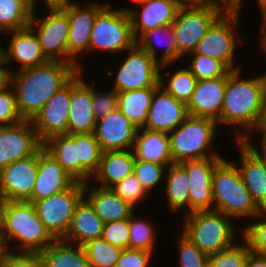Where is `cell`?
<instances>
[{"mask_svg": "<svg viewBox=\"0 0 266 267\" xmlns=\"http://www.w3.org/2000/svg\"><path fill=\"white\" fill-rule=\"evenodd\" d=\"M244 68L226 73L222 112L217 123L233 127L234 141H245L256 129L263 111L266 75L242 77ZM252 76V77H251Z\"/></svg>", "mask_w": 266, "mask_h": 267, "instance_id": "6da1fadb", "label": "cell"}, {"mask_svg": "<svg viewBox=\"0 0 266 267\" xmlns=\"http://www.w3.org/2000/svg\"><path fill=\"white\" fill-rule=\"evenodd\" d=\"M78 72L79 69L72 63L48 61L40 66L7 74L6 80L15 91L21 118L32 120L46 102Z\"/></svg>", "mask_w": 266, "mask_h": 267, "instance_id": "7a4b0ae2", "label": "cell"}, {"mask_svg": "<svg viewBox=\"0 0 266 267\" xmlns=\"http://www.w3.org/2000/svg\"><path fill=\"white\" fill-rule=\"evenodd\" d=\"M0 231L12 252L40 253L56 240L28 201H4Z\"/></svg>", "mask_w": 266, "mask_h": 267, "instance_id": "3957f363", "label": "cell"}, {"mask_svg": "<svg viewBox=\"0 0 266 267\" xmlns=\"http://www.w3.org/2000/svg\"><path fill=\"white\" fill-rule=\"evenodd\" d=\"M212 191L214 210L224 213L234 221L239 220V217L251 220L262 211L245 187L238 167L225 155L214 169Z\"/></svg>", "mask_w": 266, "mask_h": 267, "instance_id": "277c9868", "label": "cell"}, {"mask_svg": "<svg viewBox=\"0 0 266 267\" xmlns=\"http://www.w3.org/2000/svg\"><path fill=\"white\" fill-rule=\"evenodd\" d=\"M182 221V233L208 256L232 246L241 237L237 233L238 223L216 210L192 212L184 215Z\"/></svg>", "mask_w": 266, "mask_h": 267, "instance_id": "5b68a950", "label": "cell"}, {"mask_svg": "<svg viewBox=\"0 0 266 267\" xmlns=\"http://www.w3.org/2000/svg\"><path fill=\"white\" fill-rule=\"evenodd\" d=\"M219 124L208 118L188 116L177 128L171 131L170 151L173 163L206 157H223L215 150ZM218 130V131H217ZM217 132V133H216Z\"/></svg>", "mask_w": 266, "mask_h": 267, "instance_id": "8992f818", "label": "cell"}, {"mask_svg": "<svg viewBox=\"0 0 266 267\" xmlns=\"http://www.w3.org/2000/svg\"><path fill=\"white\" fill-rule=\"evenodd\" d=\"M242 11L240 9H227L211 25L206 35L199 41L195 50L190 54L215 58L221 61L230 71L244 68L245 65L238 64L236 60V56H238L236 55V50L244 42L242 36L237 32L242 21L240 18Z\"/></svg>", "mask_w": 266, "mask_h": 267, "instance_id": "52a82bcc", "label": "cell"}, {"mask_svg": "<svg viewBox=\"0 0 266 267\" xmlns=\"http://www.w3.org/2000/svg\"><path fill=\"white\" fill-rule=\"evenodd\" d=\"M227 10L214 0L184 3L172 24L178 52L185 57L192 53L211 25Z\"/></svg>", "mask_w": 266, "mask_h": 267, "instance_id": "ba28073f", "label": "cell"}, {"mask_svg": "<svg viewBox=\"0 0 266 267\" xmlns=\"http://www.w3.org/2000/svg\"><path fill=\"white\" fill-rule=\"evenodd\" d=\"M112 5L108 3L96 15L90 34L89 54L96 50L120 55L135 45L128 11Z\"/></svg>", "mask_w": 266, "mask_h": 267, "instance_id": "9c48e42d", "label": "cell"}, {"mask_svg": "<svg viewBox=\"0 0 266 267\" xmlns=\"http://www.w3.org/2000/svg\"><path fill=\"white\" fill-rule=\"evenodd\" d=\"M119 68L113 71L105 68V76L114 79L111 88L117 92L139 90L147 87H159V68L157 63L146 51L136 44L124 52ZM126 55V56H125ZM115 73V74H114ZM114 77V78H113Z\"/></svg>", "mask_w": 266, "mask_h": 267, "instance_id": "30bf717a", "label": "cell"}, {"mask_svg": "<svg viewBox=\"0 0 266 267\" xmlns=\"http://www.w3.org/2000/svg\"><path fill=\"white\" fill-rule=\"evenodd\" d=\"M84 185L76 181L62 192L33 202L39 219L56 240L66 236L75 208L84 197Z\"/></svg>", "mask_w": 266, "mask_h": 267, "instance_id": "8fae6325", "label": "cell"}, {"mask_svg": "<svg viewBox=\"0 0 266 267\" xmlns=\"http://www.w3.org/2000/svg\"><path fill=\"white\" fill-rule=\"evenodd\" d=\"M109 3L101 4L96 0L75 3L62 9L69 19V36L67 41V63L74 64L79 71H86L83 56L89 53L90 34L96 15ZM81 61V62H80Z\"/></svg>", "mask_w": 266, "mask_h": 267, "instance_id": "7c38bea8", "label": "cell"}, {"mask_svg": "<svg viewBox=\"0 0 266 267\" xmlns=\"http://www.w3.org/2000/svg\"><path fill=\"white\" fill-rule=\"evenodd\" d=\"M36 11L32 14L29 27L37 35L42 53L49 61L67 63V41L69 36L67 14L62 9H48L45 11L46 15L39 17Z\"/></svg>", "mask_w": 266, "mask_h": 267, "instance_id": "4fadbf2b", "label": "cell"}, {"mask_svg": "<svg viewBox=\"0 0 266 267\" xmlns=\"http://www.w3.org/2000/svg\"><path fill=\"white\" fill-rule=\"evenodd\" d=\"M3 34L10 37L4 39L8 43L4 42L3 46L5 75L40 66L49 61L42 53L38 37L30 27ZM14 62L17 64L14 65Z\"/></svg>", "mask_w": 266, "mask_h": 267, "instance_id": "5bb4252c", "label": "cell"}, {"mask_svg": "<svg viewBox=\"0 0 266 267\" xmlns=\"http://www.w3.org/2000/svg\"><path fill=\"white\" fill-rule=\"evenodd\" d=\"M223 158L206 157L179 163L189 178V213L214 210L212 175Z\"/></svg>", "mask_w": 266, "mask_h": 267, "instance_id": "9a60e30c", "label": "cell"}, {"mask_svg": "<svg viewBox=\"0 0 266 267\" xmlns=\"http://www.w3.org/2000/svg\"><path fill=\"white\" fill-rule=\"evenodd\" d=\"M42 146L31 120L0 126V170L14 161L34 155Z\"/></svg>", "mask_w": 266, "mask_h": 267, "instance_id": "2e32d148", "label": "cell"}, {"mask_svg": "<svg viewBox=\"0 0 266 267\" xmlns=\"http://www.w3.org/2000/svg\"><path fill=\"white\" fill-rule=\"evenodd\" d=\"M70 99L71 80L58 90L31 120L42 143L52 136L68 134Z\"/></svg>", "mask_w": 266, "mask_h": 267, "instance_id": "e0dca14e", "label": "cell"}, {"mask_svg": "<svg viewBox=\"0 0 266 267\" xmlns=\"http://www.w3.org/2000/svg\"><path fill=\"white\" fill-rule=\"evenodd\" d=\"M38 172V151L0 170V195L4 201H27L33 193Z\"/></svg>", "mask_w": 266, "mask_h": 267, "instance_id": "ac0fdd59", "label": "cell"}, {"mask_svg": "<svg viewBox=\"0 0 266 267\" xmlns=\"http://www.w3.org/2000/svg\"><path fill=\"white\" fill-rule=\"evenodd\" d=\"M183 4L181 0H144L133 5L134 7L130 5V7L120 6L119 8L128 11L132 33L136 40L150 29L172 25Z\"/></svg>", "mask_w": 266, "mask_h": 267, "instance_id": "d6986e66", "label": "cell"}, {"mask_svg": "<svg viewBox=\"0 0 266 267\" xmlns=\"http://www.w3.org/2000/svg\"><path fill=\"white\" fill-rule=\"evenodd\" d=\"M138 129L117 108L96 120L93 134L102 152L125 151L133 149Z\"/></svg>", "mask_w": 266, "mask_h": 267, "instance_id": "ffe728a7", "label": "cell"}, {"mask_svg": "<svg viewBox=\"0 0 266 267\" xmlns=\"http://www.w3.org/2000/svg\"><path fill=\"white\" fill-rule=\"evenodd\" d=\"M79 71L71 79L70 114L68 134L93 133L96 118L93 112L92 83Z\"/></svg>", "mask_w": 266, "mask_h": 267, "instance_id": "44dd1931", "label": "cell"}, {"mask_svg": "<svg viewBox=\"0 0 266 267\" xmlns=\"http://www.w3.org/2000/svg\"><path fill=\"white\" fill-rule=\"evenodd\" d=\"M235 142L240 158L234 163L240 171L243 183L255 204L261 210H266V164L246 141Z\"/></svg>", "mask_w": 266, "mask_h": 267, "instance_id": "7402d4cb", "label": "cell"}, {"mask_svg": "<svg viewBox=\"0 0 266 267\" xmlns=\"http://www.w3.org/2000/svg\"><path fill=\"white\" fill-rule=\"evenodd\" d=\"M189 116L186 103L176 100L159 86L148 110L143 128L169 134Z\"/></svg>", "mask_w": 266, "mask_h": 267, "instance_id": "603a6c76", "label": "cell"}, {"mask_svg": "<svg viewBox=\"0 0 266 267\" xmlns=\"http://www.w3.org/2000/svg\"><path fill=\"white\" fill-rule=\"evenodd\" d=\"M76 180L52 157L43 146L38 150V172L32 196L33 203L70 188Z\"/></svg>", "mask_w": 266, "mask_h": 267, "instance_id": "cb8c5ba5", "label": "cell"}, {"mask_svg": "<svg viewBox=\"0 0 266 267\" xmlns=\"http://www.w3.org/2000/svg\"><path fill=\"white\" fill-rule=\"evenodd\" d=\"M225 88L226 74L214 79L199 80L186 104L188 114L217 122L222 112Z\"/></svg>", "mask_w": 266, "mask_h": 267, "instance_id": "d4e9b609", "label": "cell"}, {"mask_svg": "<svg viewBox=\"0 0 266 267\" xmlns=\"http://www.w3.org/2000/svg\"><path fill=\"white\" fill-rule=\"evenodd\" d=\"M84 198L104 224L128 219L136 211L128 202L116 195L111 188L93 185V183L90 184V181L84 185Z\"/></svg>", "mask_w": 266, "mask_h": 267, "instance_id": "484cf974", "label": "cell"}, {"mask_svg": "<svg viewBox=\"0 0 266 267\" xmlns=\"http://www.w3.org/2000/svg\"><path fill=\"white\" fill-rule=\"evenodd\" d=\"M135 161L132 149L102 152L98 169L91 177L90 183L110 188L115 183L133 174Z\"/></svg>", "mask_w": 266, "mask_h": 267, "instance_id": "4316f807", "label": "cell"}, {"mask_svg": "<svg viewBox=\"0 0 266 267\" xmlns=\"http://www.w3.org/2000/svg\"><path fill=\"white\" fill-rule=\"evenodd\" d=\"M135 44L142 50L146 51L160 65L167 63H180L184 58L178 52V46L174 38L172 25L156 27L142 33L136 40ZM164 51L159 53V49L163 47ZM160 47V48H159Z\"/></svg>", "mask_w": 266, "mask_h": 267, "instance_id": "83f0119b", "label": "cell"}, {"mask_svg": "<svg viewBox=\"0 0 266 267\" xmlns=\"http://www.w3.org/2000/svg\"><path fill=\"white\" fill-rule=\"evenodd\" d=\"M132 150L135 160L154 162L166 167L173 164L167 133L140 128Z\"/></svg>", "mask_w": 266, "mask_h": 267, "instance_id": "f1b7e54d", "label": "cell"}, {"mask_svg": "<svg viewBox=\"0 0 266 267\" xmlns=\"http://www.w3.org/2000/svg\"><path fill=\"white\" fill-rule=\"evenodd\" d=\"M103 226L104 222L83 197L75 208L69 230L62 240L83 246L89 240L101 238Z\"/></svg>", "mask_w": 266, "mask_h": 267, "instance_id": "f546056e", "label": "cell"}, {"mask_svg": "<svg viewBox=\"0 0 266 267\" xmlns=\"http://www.w3.org/2000/svg\"><path fill=\"white\" fill-rule=\"evenodd\" d=\"M163 189L166 203L171 213L183 216L189 214V178L186 170L179 164L173 163L166 168Z\"/></svg>", "mask_w": 266, "mask_h": 267, "instance_id": "4dcf8cb0", "label": "cell"}, {"mask_svg": "<svg viewBox=\"0 0 266 267\" xmlns=\"http://www.w3.org/2000/svg\"><path fill=\"white\" fill-rule=\"evenodd\" d=\"M39 255L45 267H90L84 246L55 240Z\"/></svg>", "mask_w": 266, "mask_h": 267, "instance_id": "1f68e13d", "label": "cell"}, {"mask_svg": "<svg viewBox=\"0 0 266 267\" xmlns=\"http://www.w3.org/2000/svg\"><path fill=\"white\" fill-rule=\"evenodd\" d=\"M176 65H179L178 69L176 67V70L169 69V71L166 70L165 72V69L169 68L170 66L174 67ZM176 65H173V63L160 65L159 84L176 100L182 101L187 104L192 96V93L195 90L198 80L190 72V70L186 66H184V64L183 66H180V64L178 63ZM163 71L166 75H164Z\"/></svg>", "mask_w": 266, "mask_h": 267, "instance_id": "d6a6232c", "label": "cell"}, {"mask_svg": "<svg viewBox=\"0 0 266 267\" xmlns=\"http://www.w3.org/2000/svg\"><path fill=\"white\" fill-rule=\"evenodd\" d=\"M158 87L118 92V108L139 129L147 122L154 92Z\"/></svg>", "mask_w": 266, "mask_h": 267, "instance_id": "836d02e7", "label": "cell"}, {"mask_svg": "<svg viewBox=\"0 0 266 267\" xmlns=\"http://www.w3.org/2000/svg\"><path fill=\"white\" fill-rule=\"evenodd\" d=\"M43 148L79 182V159L77 146H75V134L52 136L43 142Z\"/></svg>", "mask_w": 266, "mask_h": 267, "instance_id": "e575fe53", "label": "cell"}, {"mask_svg": "<svg viewBox=\"0 0 266 267\" xmlns=\"http://www.w3.org/2000/svg\"><path fill=\"white\" fill-rule=\"evenodd\" d=\"M79 159V182L87 183L97 171L102 150L93 133L75 134Z\"/></svg>", "mask_w": 266, "mask_h": 267, "instance_id": "d590c367", "label": "cell"}, {"mask_svg": "<svg viewBox=\"0 0 266 267\" xmlns=\"http://www.w3.org/2000/svg\"><path fill=\"white\" fill-rule=\"evenodd\" d=\"M35 3H18L16 0H0V32L29 27Z\"/></svg>", "mask_w": 266, "mask_h": 267, "instance_id": "8d00e7d4", "label": "cell"}, {"mask_svg": "<svg viewBox=\"0 0 266 267\" xmlns=\"http://www.w3.org/2000/svg\"><path fill=\"white\" fill-rule=\"evenodd\" d=\"M137 210L129 218V248L136 250L149 251L153 254L155 253L156 238L158 231L155 225V221H150L151 219L146 218L145 215L142 217ZM137 215H139L137 217ZM154 222V223H153ZM157 235V236H156Z\"/></svg>", "mask_w": 266, "mask_h": 267, "instance_id": "74e56055", "label": "cell"}, {"mask_svg": "<svg viewBox=\"0 0 266 267\" xmlns=\"http://www.w3.org/2000/svg\"><path fill=\"white\" fill-rule=\"evenodd\" d=\"M186 57L182 59V62H190L185 66L198 81L222 77L229 71L221 61L210 56L188 54Z\"/></svg>", "mask_w": 266, "mask_h": 267, "instance_id": "f35d334b", "label": "cell"}, {"mask_svg": "<svg viewBox=\"0 0 266 267\" xmlns=\"http://www.w3.org/2000/svg\"><path fill=\"white\" fill-rule=\"evenodd\" d=\"M83 246L90 267H114L122 251L121 248L108 243L102 238L89 240Z\"/></svg>", "mask_w": 266, "mask_h": 267, "instance_id": "ab89813d", "label": "cell"}, {"mask_svg": "<svg viewBox=\"0 0 266 267\" xmlns=\"http://www.w3.org/2000/svg\"><path fill=\"white\" fill-rule=\"evenodd\" d=\"M253 218L250 223L246 221L247 225L243 224L238 230L251 252L266 255V210H262Z\"/></svg>", "mask_w": 266, "mask_h": 267, "instance_id": "60d3db41", "label": "cell"}, {"mask_svg": "<svg viewBox=\"0 0 266 267\" xmlns=\"http://www.w3.org/2000/svg\"><path fill=\"white\" fill-rule=\"evenodd\" d=\"M166 166L160 165L154 162L144 161V160H136L134 164L133 174L137 178V180L141 183L143 189L152 196L153 190L154 192L159 187V185H164V177ZM157 187V188H156Z\"/></svg>", "mask_w": 266, "mask_h": 267, "instance_id": "b9f144b4", "label": "cell"}, {"mask_svg": "<svg viewBox=\"0 0 266 267\" xmlns=\"http://www.w3.org/2000/svg\"><path fill=\"white\" fill-rule=\"evenodd\" d=\"M249 252L247 242L240 237L232 246L210 255L208 267H244Z\"/></svg>", "mask_w": 266, "mask_h": 267, "instance_id": "7bdbcfd3", "label": "cell"}, {"mask_svg": "<svg viewBox=\"0 0 266 267\" xmlns=\"http://www.w3.org/2000/svg\"><path fill=\"white\" fill-rule=\"evenodd\" d=\"M173 238L177 253L179 267H208L209 256L203 253L188 237L182 232Z\"/></svg>", "mask_w": 266, "mask_h": 267, "instance_id": "ee69618b", "label": "cell"}, {"mask_svg": "<svg viewBox=\"0 0 266 267\" xmlns=\"http://www.w3.org/2000/svg\"><path fill=\"white\" fill-rule=\"evenodd\" d=\"M111 190L118 195L123 201L128 202L136 210H139V205L141 202H144V199L147 201L149 194L143 189L141 183L137 180L134 174L127 176L125 179L115 183L110 187Z\"/></svg>", "mask_w": 266, "mask_h": 267, "instance_id": "f6af8a7d", "label": "cell"}, {"mask_svg": "<svg viewBox=\"0 0 266 267\" xmlns=\"http://www.w3.org/2000/svg\"><path fill=\"white\" fill-rule=\"evenodd\" d=\"M22 120L16 106L15 91L5 79L0 84V126L13 125Z\"/></svg>", "mask_w": 266, "mask_h": 267, "instance_id": "bcb514c9", "label": "cell"}, {"mask_svg": "<svg viewBox=\"0 0 266 267\" xmlns=\"http://www.w3.org/2000/svg\"><path fill=\"white\" fill-rule=\"evenodd\" d=\"M95 85L97 84L94 81V84H92L93 112L97 120L118 108V92L111 87L106 91L100 90Z\"/></svg>", "mask_w": 266, "mask_h": 267, "instance_id": "7dc6e473", "label": "cell"}, {"mask_svg": "<svg viewBox=\"0 0 266 267\" xmlns=\"http://www.w3.org/2000/svg\"><path fill=\"white\" fill-rule=\"evenodd\" d=\"M101 238L122 250L129 248V218L104 224Z\"/></svg>", "mask_w": 266, "mask_h": 267, "instance_id": "c3c4849f", "label": "cell"}, {"mask_svg": "<svg viewBox=\"0 0 266 267\" xmlns=\"http://www.w3.org/2000/svg\"><path fill=\"white\" fill-rule=\"evenodd\" d=\"M0 267H45L39 253L9 251L0 262Z\"/></svg>", "mask_w": 266, "mask_h": 267, "instance_id": "681fc988", "label": "cell"}, {"mask_svg": "<svg viewBox=\"0 0 266 267\" xmlns=\"http://www.w3.org/2000/svg\"><path fill=\"white\" fill-rule=\"evenodd\" d=\"M153 253L136 249H123L114 267H149Z\"/></svg>", "mask_w": 266, "mask_h": 267, "instance_id": "f907efd6", "label": "cell"}, {"mask_svg": "<svg viewBox=\"0 0 266 267\" xmlns=\"http://www.w3.org/2000/svg\"><path fill=\"white\" fill-rule=\"evenodd\" d=\"M254 134L256 136H258V138H259L257 140L258 142H256L255 139H253ZM260 135H261V137H259ZM245 141L258 154H266V125H257L256 129L251 133V135Z\"/></svg>", "mask_w": 266, "mask_h": 267, "instance_id": "816d5d0a", "label": "cell"}, {"mask_svg": "<svg viewBox=\"0 0 266 267\" xmlns=\"http://www.w3.org/2000/svg\"><path fill=\"white\" fill-rule=\"evenodd\" d=\"M35 7L41 2L42 5L46 6L48 9H65L71 6L72 4L78 3V0H34ZM39 2V3H38Z\"/></svg>", "mask_w": 266, "mask_h": 267, "instance_id": "f5cc1de1", "label": "cell"}, {"mask_svg": "<svg viewBox=\"0 0 266 267\" xmlns=\"http://www.w3.org/2000/svg\"><path fill=\"white\" fill-rule=\"evenodd\" d=\"M244 267H266V255L249 252Z\"/></svg>", "mask_w": 266, "mask_h": 267, "instance_id": "db71d44e", "label": "cell"}, {"mask_svg": "<svg viewBox=\"0 0 266 267\" xmlns=\"http://www.w3.org/2000/svg\"><path fill=\"white\" fill-rule=\"evenodd\" d=\"M258 9L261 12V28H259V42L258 43H266V1L260 2L257 4Z\"/></svg>", "mask_w": 266, "mask_h": 267, "instance_id": "11a10c76", "label": "cell"}, {"mask_svg": "<svg viewBox=\"0 0 266 267\" xmlns=\"http://www.w3.org/2000/svg\"><path fill=\"white\" fill-rule=\"evenodd\" d=\"M216 3L224 5L227 9L242 10L244 0H214Z\"/></svg>", "mask_w": 266, "mask_h": 267, "instance_id": "9f6ffc18", "label": "cell"}, {"mask_svg": "<svg viewBox=\"0 0 266 267\" xmlns=\"http://www.w3.org/2000/svg\"><path fill=\"white\" fill-rule=\"evenodd\" d=\"M9 252L7 243L4 239V236L1 234L0 231V262L2 261V258Z\"/></svg>", "mask_w": 266, "mask_h": 267, "instance_id": "6f0895ef", "label": "cell"}, {"mask_svg": "<svg viewBox=\"0 0 266 267\" xmlns=\"http://www.w3.org/2000/svg\"><path fill=\"white\" fill-rule=\"evenodd\" d=\"M0 34L3 35V33L0 32ZM3 42H0V73H5V68H4V48H3Z\"/></svg>", "mask_w": 266, "mask_h": 267, "instance_id": "680465c9", "label": "cell"}, {"mask_svg": "<svg viewBox=\"0 0 266 267\" xmlns=\"http://www.w3.org/2000/svg\"><path fill=\"white\" fill-rule=\"evenodd\" d=\"M258 125H266V88H265L264 98H263L262 116H261V119Z\"/></svg>", "mask_w": 266, "mask_h": 267, "instance_id": "91938a15", "label": "cell"}, {"mask_svg": "<svg viewBox=\"0 0 266 267\" xmlns=\"http://www.w3.org/2000/svg\"><path fill=\"white\" fill-rule=\"evenodd\" d=\"M258 46H260L259 51H262L263 57H265L266 56V43H259ZM264 74L266 75V72Z\"/></svg>", "mask_w": 266, "mask_h": 267, "instance_id": "94428289", "label": "cell"}, {"mask_svg": "<svg viewBox=\"0 0 266 267\" xmlns=\"http://www.w3.org/2000/svg\"><path fill=\"white\" fill-rule=\"evenodd\" d=\"M183 3H200V2H206L209 0H181Z\"/></svg>", "mask_w": 266, "mask_h": 267, "instance_id": "6125c7cd", "label": "cell"}, {"mask_svg": "<svg viewBox=\"0 0 266 267\" xmlns=\"http://www.w3.org/2000/svg\"><path fill=\"white\" fill-rule=\"evenodd\" d=\"M3 203H4V200H3L2 196L0 195V227H1V211H2Z\"/></svg>", "mask_w": 266, "mask_h": 267, "instance_id": "be15d7a7", "label": "cell"}, {"mask_svg": "<svg viewBox=\"0 0 266 267\" xmlns=\"http://www.w3.org/2000/svg\"><path fill=\"white\" fill-rule=\"evenodd\" d=\"M18 3H35L34 0H16Z\"/></svg>", "mask_w": 266, "mask_h": 267, "instance_id": "e7e4bbea", "label": "cell"}, {"mask_svg": "<svg viewBox=\"0 0 266 267\" xmlns=\"http://www.w3.org/2000/svg\"><path fill=\"white\" fill-rule=\"evenodd\" d=\"M6 79L5 73H0V84Z\"/></svg>", "mask_w": 266, "mask_h": 267, "instance_id": "03108f58", "label": "cell"}, {"mask_svg": "<svg viewBox=\"0 0 266 267\" xmlns=\"http://www.w3.org/2000/svg\"><path fill=\"white\" fill-rule=\"evenodd\" d=\"M128 1V0H127ZM133 5L137 4V3H140V2H143L144 0H129Z\"/></svg>", "mask_w": 266, "mask_h": 267, "instance_id": "003e7915", "label": "cell"}, {"mask_svg": "<svg viewBox=\"0 0 266 267\" xmlns=\"http://www.w3.org/2000/svg\"><path fill=\"white\" fill-rule=\"evenodd\" d=\"M262 158H263V161L265 162L266 164V154H259Z\"/></svg>", "mask_w": 266, "mask_h": 267, "instance_id": "a7ac6f4b", "label": "cell"}, {"mask_svg": "<svg viewBox=\"0 0 266 267\" xmlns=\"http://www.w3.org/2000/svg\"><path fill=\"white\" fill-rule=\"evenodd\" d=\"M266 0H256L257 4Z\"/></svg>", "mask_w": 266, "mask_h": 267, "instance_id": "89a4df30", "label": "cell"}]
</instances>
